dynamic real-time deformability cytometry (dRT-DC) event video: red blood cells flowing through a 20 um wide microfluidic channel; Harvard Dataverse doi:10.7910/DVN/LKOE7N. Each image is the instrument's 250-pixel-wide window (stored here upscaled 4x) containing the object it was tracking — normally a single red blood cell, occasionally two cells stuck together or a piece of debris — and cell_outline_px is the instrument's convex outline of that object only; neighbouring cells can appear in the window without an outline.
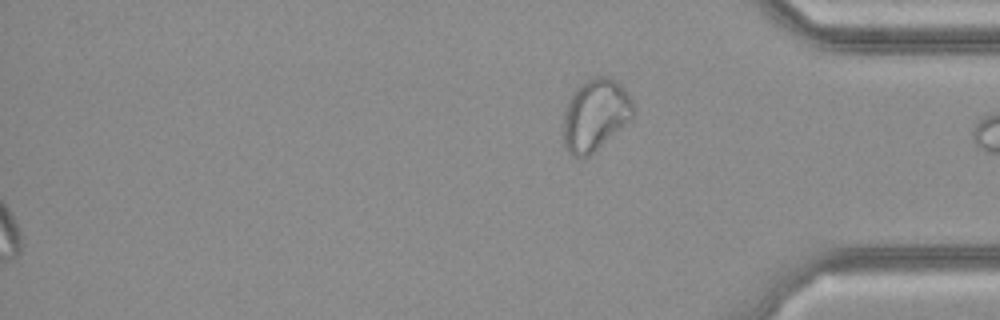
{"species": "common noctule bat (a hibernating species)", "species_latin": "Nyctalus noctula", "temperature_condition": "cold", "stored_images_in_passage": 38, "camera_frame_rate_fps": 3000, "um_per_image_px": 0.085, "animal": {"sex": "female", "body_mass_g": 21.9}, "frame": {"image": 1, "passage_image": 38, "time_ms": 12.333, "image_size_px": [1000, 320], "cell_outline_px": [[636, 112], [624, 124], [588, 156], [572, 156], [568, 152], [564, 144], [564, 112], [568, 100], [584, 80], [592, 76], [608, 76], [616, 80], [628, 92], [636, 108]], "centroid_in_image_um": [50.61, 9.71], "position_along_channel_um": 384.6, "area_um2": 28.9}}